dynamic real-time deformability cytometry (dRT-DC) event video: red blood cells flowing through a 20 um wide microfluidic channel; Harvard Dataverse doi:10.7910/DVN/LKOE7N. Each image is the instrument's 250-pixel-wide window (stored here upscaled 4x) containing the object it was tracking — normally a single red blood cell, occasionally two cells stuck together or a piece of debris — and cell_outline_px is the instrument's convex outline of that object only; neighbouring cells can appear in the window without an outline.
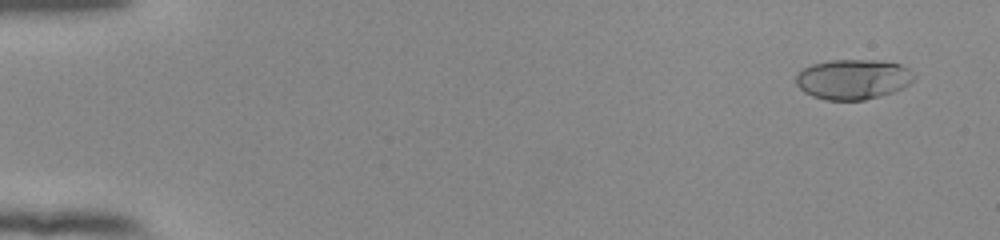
{"species": "human", "species_latin": "Homo sapiens", "temperature_condition": "room temperature", "stored_images_in_passage": 55, "camera_frame_rate_fps": 3000, "um_per_image_px": 0.085, "donor": {"sex": "female"}, "frame": {"image": 1, "passage_image": 4, "time_ms": 1.0, "image_size_px": [1000, 240], "cell_outline_px": [[916, 76], [908, 84], [892, 92], [864, 100], [824, 100], [812, 96], [804, 92], [796, 84], [796, 76], [804, 68], [812, 64], [828, 60], [872, 60], [900, 64], [908, 68]], "centroid_in_image_um": [72.48, 6.74], "position_along_channel_um": 12.5, "area_um2": 27.4}}
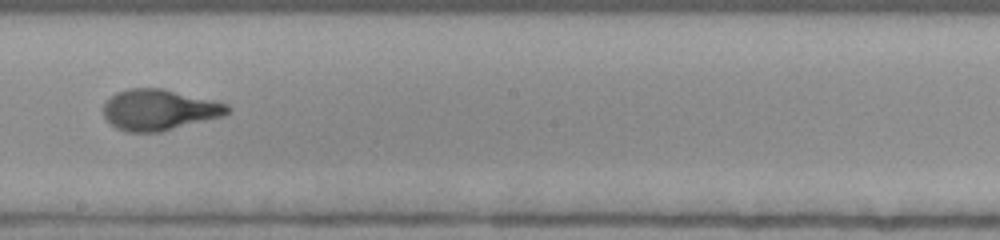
{"frame": {"image": 2, "passage_image": 33, "time_ms": 10.667, "image_size_px": [1000, 240], "cell_outline_px": [[232, 108], [224, 116], [160, 132], [128, 132], [116, 128], [104, 116], [104, 100], [116, 92], [128, 88], [164, 88], [228, 104]], "centroid_in_image_um": [13.52, 9.32], "position_along_channel_um": 234.7, "area_um2": 29.71}}
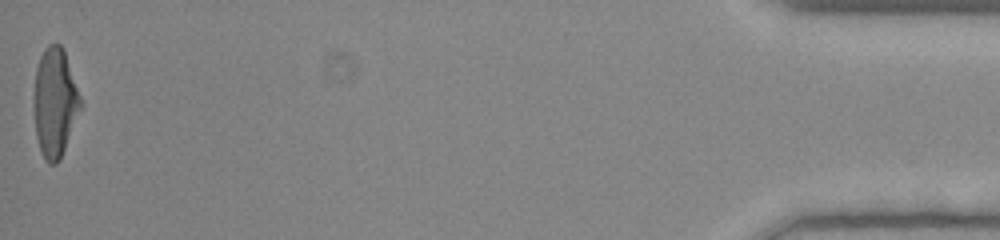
{"frame": {"image": 3, "passage_image": 55, "time_ms": 18.0, "image_size_px": [1000, 240], "cell_outline_px": [[84, 104], [60, 160], [56, 164], [48, 164], [44, 160], [40, 152], [36, 136], [36, 68], [40, 56], [44, 48], [48, 44], [60, 44], [64, 48]], "centroid_in_image_um": [4.73, 8.73], "position_along_channel_um": 430.5, "area_um2": 29.65}, "authors_computed_cell_mechanics": {"area_um2": 28.5532, "velocity_mm_per_s": 3.8868, "shape_relaxation_time_tau1_ms": 5.373, "shape_relaxation_time_tau2_ms": null, "deformation_change_tau1": 0.2289, "deformation_change_tau2": null}}